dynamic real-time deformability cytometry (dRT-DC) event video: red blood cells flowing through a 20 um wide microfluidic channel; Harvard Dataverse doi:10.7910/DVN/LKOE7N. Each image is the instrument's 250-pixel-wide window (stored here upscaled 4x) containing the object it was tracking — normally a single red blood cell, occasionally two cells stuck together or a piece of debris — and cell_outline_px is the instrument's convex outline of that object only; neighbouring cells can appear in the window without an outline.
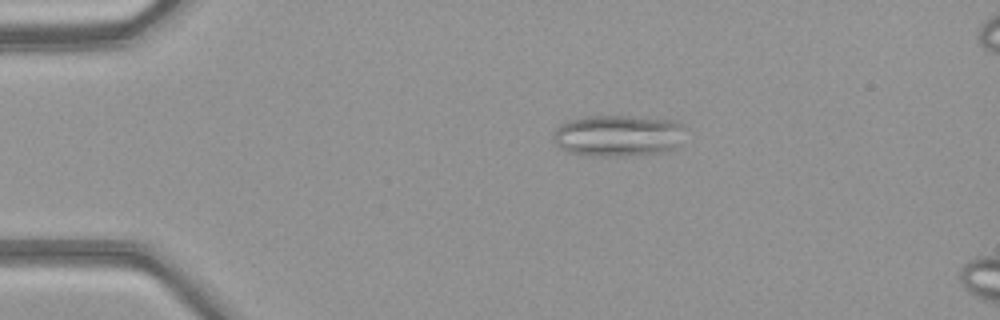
{"species": "common noctule bat (a hibernating species)", "species_latin": "Nyctalus noctula", "temperature_condition": "warm", "stored_images_in_passage": 51, "segment_of_instrument_passage": [1, 2], "camera_frame_rate_fps": 3000, "um_per_image_px": 0.085, "animal": {"sex": "female", "body_mass_g": 21.9}, "frame": {"image": 1, "passage_image": 11, "time_ms": 3.333, "image_size_px": [1000, 320], "cell_outline_px": [[684, 124], [676, 148], [660, 152], [624, 156], [592, 156], [568, 152], [560, 148], [556, 144], [552, 136], [556, 128], [564, 120], [588, 116], [628, 116], [676, 120]], "centroid_in_image_um": [52.47, 11.52], "position_along_channel_um": 32.5, "area_um2": 32.02}}